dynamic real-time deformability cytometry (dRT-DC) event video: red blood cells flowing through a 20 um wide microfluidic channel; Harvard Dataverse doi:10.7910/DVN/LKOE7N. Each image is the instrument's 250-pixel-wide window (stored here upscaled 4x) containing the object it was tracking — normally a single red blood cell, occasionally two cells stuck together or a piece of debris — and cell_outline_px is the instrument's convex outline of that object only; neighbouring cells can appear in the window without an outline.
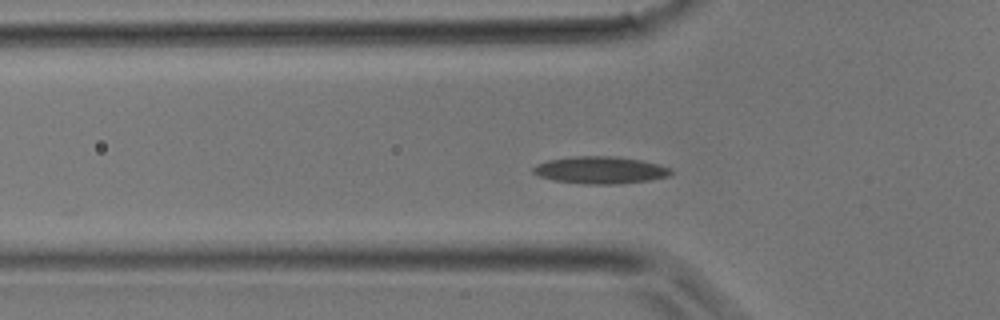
{"species": "common noctule bat (a hibernating species)", "species_latin": "Nyctalus noctula", "temperature_condition": "room temperature", "stored_images_in_passage": 29, "camera_frame_rate_fps": 3000, "um_per_image_px": 0.085, "animal": {"sex": "male", "body_mass_g": 17.9}, "frame": {"image": 1, "passage_image": 4, "time_ms": 1.0, "image_size_px": [1000, 320], "cell_outline_px": [[672, 172], [668, 176], [648, 180], [620, 184], [584, 184], [552, 180], [540, 176], [532, 172], [532, 168], [536, 164], [548, 160], [572, 156], [616, 156], [640, 160], [660, 164], [672, 168]], "centroid_in_image_um": [51.02, 14.45], "position_along_channel_um": 74.8, "area_um2": 21.96}}
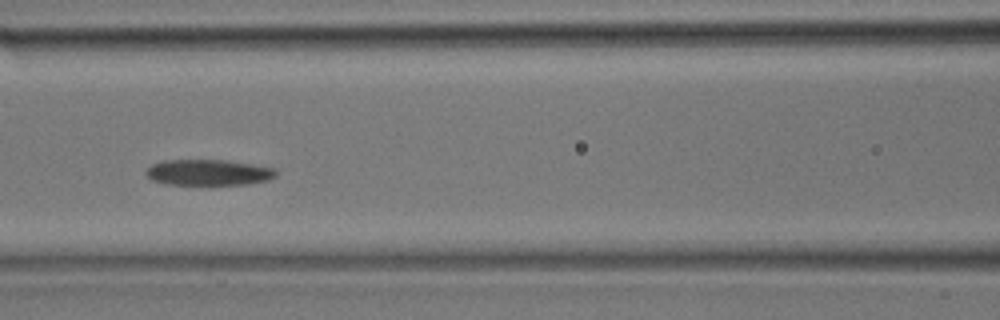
{"frame": {"image": 2, "passage_image": 8, "time_ms": 2.333, "image_size_px": [1000, 320], "cell_outline_px": [[276, 176], [268, 180], [248, 184], [164, 184], [152, 180], [144, 172], [152, 164], [160, 160], [228, 160], [276, 168]], "centroid_in_image_um": [17.71, 14.65], "position_along_channel_um": 148.9, "area_um2": 19.65}}
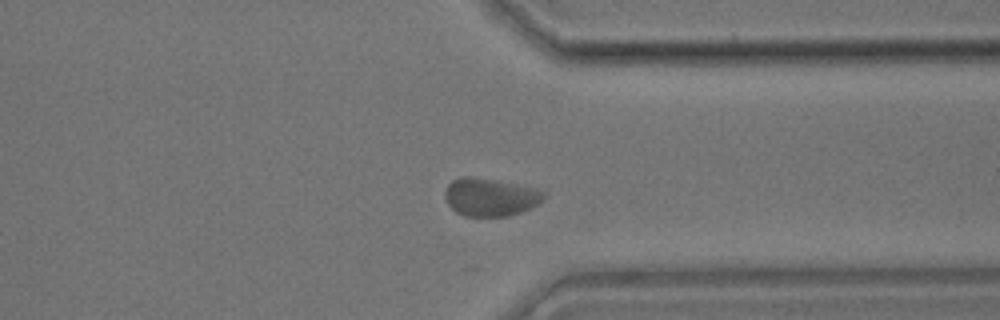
{"frame": {"image": 3, "passage_image": 20, "time_ms": 6.333, "image_size_px": [1000, 320], "cell_outline_px": [[548, 192], [544, 200], [520, 212], [508, 216], [464, 216], [456, 212], [448, 204], [444, 196], [444, 192], [448, 184], [452, 180], [464, 176], [468, 176], [496, 180], [544, 188]], "centroid_in_image_um": [41.73, 16.73], "position_along_channel_um": 369.7, "area_um2": 22.25}}